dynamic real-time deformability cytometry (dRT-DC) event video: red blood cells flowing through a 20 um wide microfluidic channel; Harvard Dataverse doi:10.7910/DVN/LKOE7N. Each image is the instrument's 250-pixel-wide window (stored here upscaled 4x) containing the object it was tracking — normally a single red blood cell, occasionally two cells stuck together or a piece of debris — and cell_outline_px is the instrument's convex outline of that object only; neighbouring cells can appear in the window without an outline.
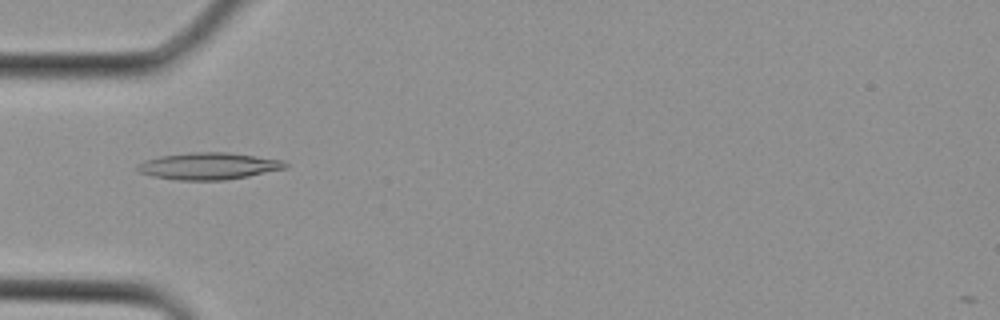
{"species": "Egyptian fruit bat (a non-hibernating species)", "species_latin": "Rousettus aegyptiacus", "temperature_condition": "cold", "stored_images_in_passage": 2, "camera_frame_rate_fps": 3000, "um_per_image_px": 0.085, "animal": {"sex": "female"}, "frame": {"image": 1, "passage_image": 2, "time_ms": 0.333, "image_size_px": [1000, 320], "cell_outline_px": [[288, 168], [248, 176], [224, 180], [176, 180], [152, 176], [140, 172], [136, 168], [136, 164], [144, 160], [160, 156], [188, 152], [228, 152], [284, 160], [288, 164]], "centroid_in_image_um": [17.73, 14.11], "position_along_channel_um": 67.3, "area_um2": 23.35}}